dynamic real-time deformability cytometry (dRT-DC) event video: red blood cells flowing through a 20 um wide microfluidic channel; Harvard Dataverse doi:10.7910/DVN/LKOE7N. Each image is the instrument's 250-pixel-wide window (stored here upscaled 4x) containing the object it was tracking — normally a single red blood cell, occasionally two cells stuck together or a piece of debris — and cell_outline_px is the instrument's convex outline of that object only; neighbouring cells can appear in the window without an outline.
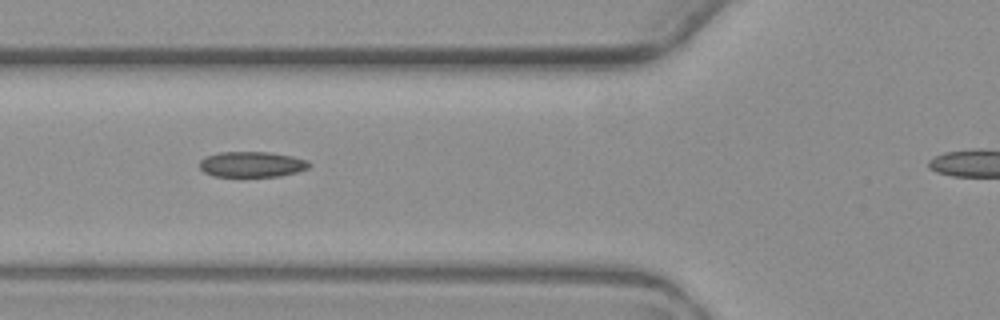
{"species": "common noctule bat (a hibernating species)", "species_latin": "Nyctalus noctula", "temperature_condition": "warm", "stored_images_in_passage": 11, "camera_frame_rate_fps": 3000, "um_per_image_px": 0.085, "animal": {"sex": "female", "body_mass_g": 19.3, "forearm_length_mm": 54.1}, "frame": {"image": 1, "passage_image": 7, "time_ms": 7.0, "image_size_px": [1000, 320], "cell_outline_px": [[312, 164], [308, 168], [296, 172], [280, 176], [212, 176], [204, 172], [200, 168], [200, 160], [208, 156], [220, 152], [268, 152], [292, 156], [308, 160]], "centroid_in_image_um": [21.43, 13.97], "position_along_channel_um": 104.4, "area_um2": 16.24}}
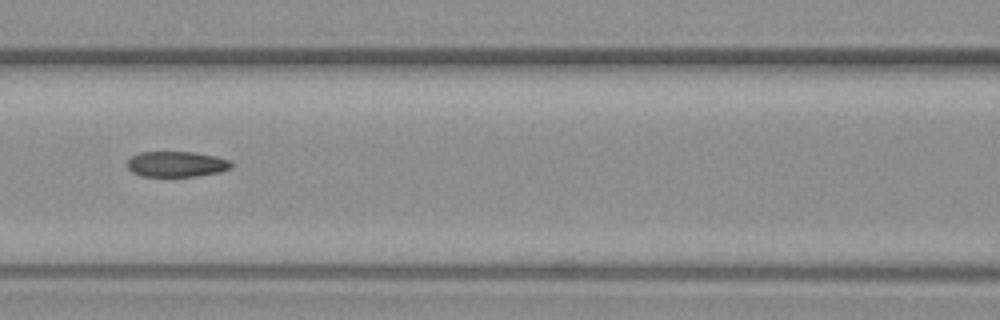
{"frame": {"image": 2, "passage_image": 8, "time_ms": 8.333, "image_size_px": [1000, 320], "cell_outline_px": [[232, 168], [220, 172], [200, 176], [140, 176], [132, 172], [128, 168], [128, 160], [132, 156], [140, 152], [196, 152], [216, 156], [232, 160]], "centroid_in_image_um": [15.05, 13.95], "position_along_channel_um": 151.5, "area_um2": 15.66}}